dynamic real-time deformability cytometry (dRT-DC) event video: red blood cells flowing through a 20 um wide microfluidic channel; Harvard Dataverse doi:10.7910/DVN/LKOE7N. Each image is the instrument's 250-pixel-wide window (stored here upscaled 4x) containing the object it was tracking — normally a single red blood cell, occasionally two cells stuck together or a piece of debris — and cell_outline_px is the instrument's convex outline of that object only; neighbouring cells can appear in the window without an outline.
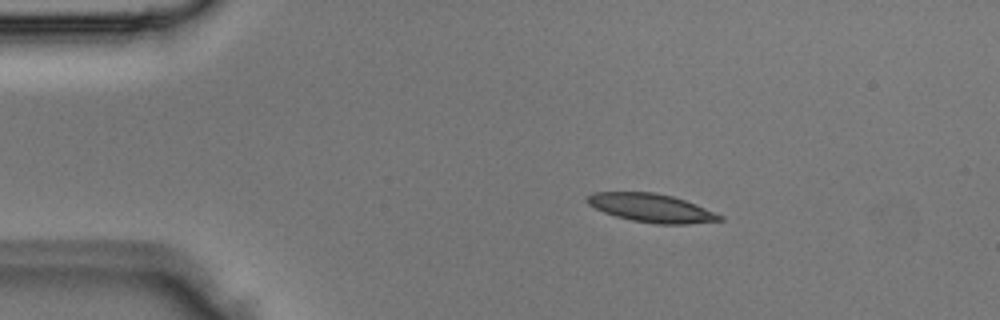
{"species": "Egyptian fruit bat (a non-hibernating species)", "species_latin": "Rousettus aegyptiacus", "temperature_condition": "room temperature", "stored_images_in_passage": 3, "camera_frame_rate_fps": 3000, "um_per_image_px": 0.085, "animal": {"sex": "male"}, "frame": {"image": 1, "passage_image": 2, "time_ms": 0.333, "image_size_px": [1000, 320], "cell_outline_px": [[724, 220], [688, 224], [656, 224], [632, 220], [616, 216], [604, 212], [588, 204], [584, 200], [592, 192], [656, 192], [672, 196], [696, 204], [724, 216]], "centroid_in_image_um": [55.38, 17.67], "position_along_channel_um": 29.6, "area_um2": 21.96}}